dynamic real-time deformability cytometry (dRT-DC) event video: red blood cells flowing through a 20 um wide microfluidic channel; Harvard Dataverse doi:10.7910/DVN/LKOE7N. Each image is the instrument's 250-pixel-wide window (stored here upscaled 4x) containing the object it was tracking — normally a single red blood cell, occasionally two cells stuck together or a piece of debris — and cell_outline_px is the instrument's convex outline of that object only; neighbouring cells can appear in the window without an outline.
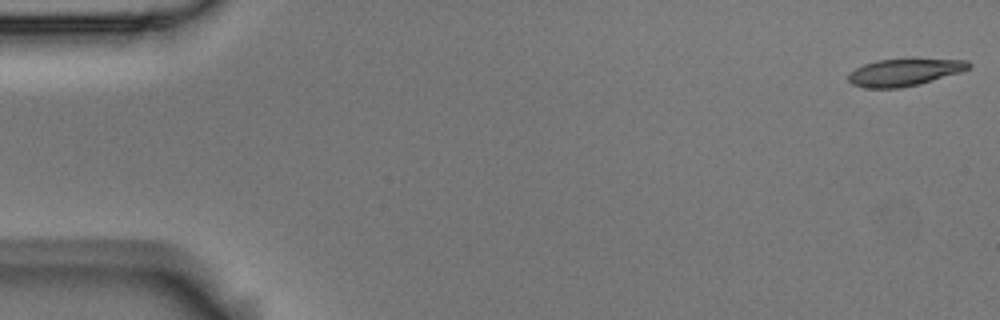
{"species": "Egyptian fruit bat (a non-hibernating species)", "species_latin": "Rousettus aegyptiacus", "temperature_condition": "room temperature", "stored_images_in_passage": 54, "camera_frame_rate_fps": 3000, "um_per_image_px": 0.085, "animal": {"sex": "male"}, "frame": {"image": 1, "passage_image": 1, "time_ms": 0.0, "image_size_px": [1000, 320], "cell_outline_px": [[972, 64], [968, 68], [960, 72], [920, 84], [900, 88], [864, 88], [852, 84], [848, 80], [848, 72], [864, 64], [876, 60], [912, 56], [916, 56], [968, 60]], "centroid_in_image_um": [76.9, 6.08], "position_along_channel_um": 8.1, "area_um2": 20.11}}
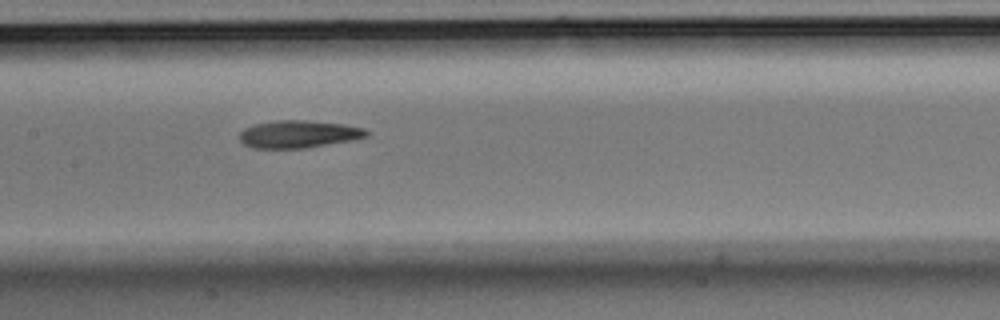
{"frame": {"image": 2, "passage_image": 26, "time_ms": 8.333, "image_size_px": [1000, 320], "cell_outline_px": [[372, 132], [368, 136], [352, 140], [304, 148], [252, 148], [244, 144], [240, 140], [240, 132], [244, 128], [256, 124], [276, 120], [308, 120], [344, 124], [364, 128]], "centroid_in_image_um": [25.41, 11.39], "position_along_channel_um": 182.0, "area_um2": 20.4}}
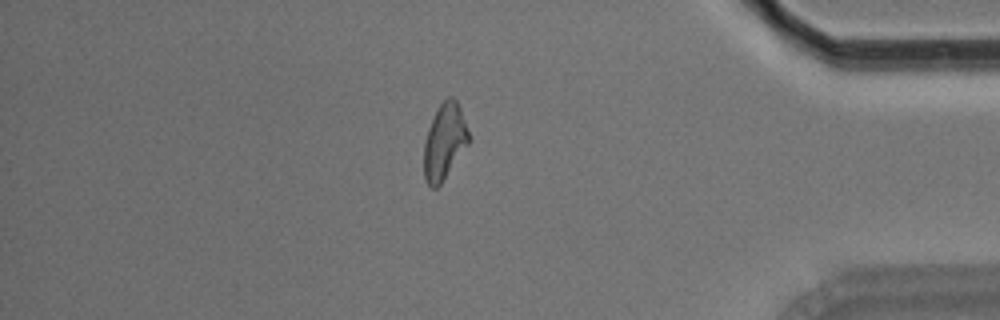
{"frame": {"image": 3, "passage_image": 46, "time_ms": 15.0, "image_size_px": [1000, 320], "cell_outline_px": [[468, 144], [440, 184], [436, 188], [432, 188], [424, 180], [424, 144], [428, 128], [440, 104], [448, 96], [452, 96], [456, 100], [460, 108], [468, 132]], "centroid_in_image_um": [37.76, 12.04], "position_along_channel_um": 397.4, "area_um2": 19.31}, "authors_computed_cell_mechanics": {"area_um2": 20.1144, "velocity_mm_per_s": 3.7203, "shape_relaxation_time_tau1_ms": 9.1351, "shape_relaxation_time_tau2_ms": 8.2469, "deformation_change_tau1": 0.2369, "deformation_change_tau2": 0.2027}}